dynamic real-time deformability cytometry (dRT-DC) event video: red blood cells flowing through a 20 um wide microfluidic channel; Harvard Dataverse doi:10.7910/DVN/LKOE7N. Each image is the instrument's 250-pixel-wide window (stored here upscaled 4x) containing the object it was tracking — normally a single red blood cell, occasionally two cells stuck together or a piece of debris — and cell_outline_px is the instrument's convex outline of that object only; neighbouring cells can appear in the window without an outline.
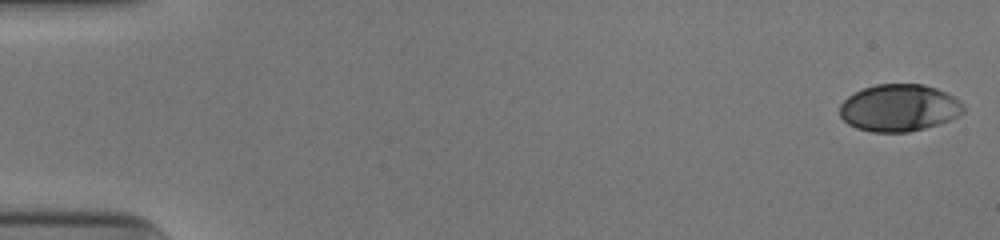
{"species": "human", "species_latin": "Homo sapiens", "temperature_condition": "cold", "stored_images_in_passage": 52, "camera_frame_rate_fps": 3000, "um_per_image_px": 0.085, "donor": {"sex": "male"}, "frame": {"image": 1, "passage_image": 1, "time_ms": 0.0, "image_size_px": [1000, 240], "cell_outline_px": [[964, 112], [948, 120], [924, 128], [908, 132], [872, 132], [856, 128], [848, 124], [840, 116], [840, 104], [848, 96], [864, 88], [876, 84], [924, 84], [936, 88], [952, 96], [964, 104]], "centroid_in_image_um": [76.4, 9.17], "position_along_channel_um": 8.6, "area_um2": 33.76}}
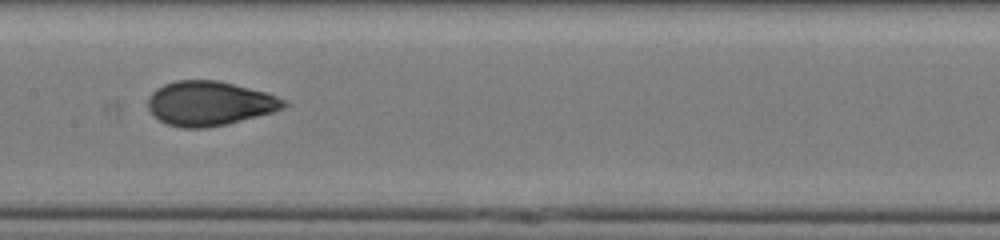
{"frame": {"image": 2, "passage_image": 27, "time_ms": 8.667, "image_size_px": [1000, 240], "cell_outline_px": [[288, 104], [284, 108], [272, 112], [228, 124], [208, 128], [184, 128], [168, 124], [152, 116], [148, 108], [148, 96], [156, 88], [164, 84], [176, 80], [216, 80], [268, 92], [284, 100]], "centroid_in_image_um": [17.79, 8.79], "position_along_channel_um": 189.6, "area_um2": 35.32}}
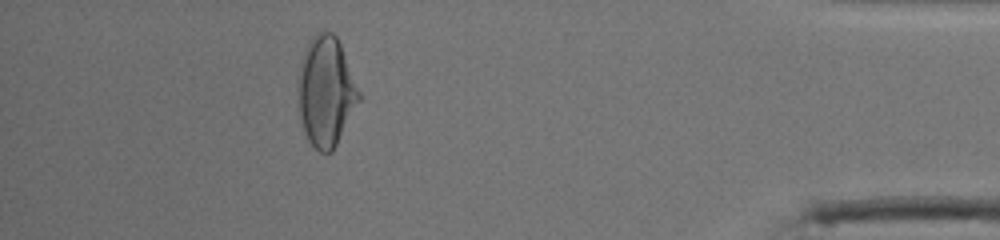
{"frame": {"image": 3, "passage_image": 47, "time_ms": 15.333, "image_size_px": [1000, 240], "cell_outline_px": [[360, 100], [332, 152], [320, 152], [308, 140], [304, 132], [300, 116], [300, 60], [304, 48], [312, 36], [316, 32], [324, 28], [332, 32], [336, 36], [340, 44], [360, 92]], "centroid_in_image_um": [27.71, 7.73], "position_along_channel_um": 407.5, "area_um2": 38.44}, "authors_computed_cell_mechanics": {"area_um2": 34.7956, "velocity_mm_per_s": 3.96, "shape_relaxation_time_tau1_ms": 3.4467, "shape_relaxation_time_tau2_ms": 0.8721, "deformation_change_tau1": 0.1617, "deformation_change_tau2": 0.0445}}